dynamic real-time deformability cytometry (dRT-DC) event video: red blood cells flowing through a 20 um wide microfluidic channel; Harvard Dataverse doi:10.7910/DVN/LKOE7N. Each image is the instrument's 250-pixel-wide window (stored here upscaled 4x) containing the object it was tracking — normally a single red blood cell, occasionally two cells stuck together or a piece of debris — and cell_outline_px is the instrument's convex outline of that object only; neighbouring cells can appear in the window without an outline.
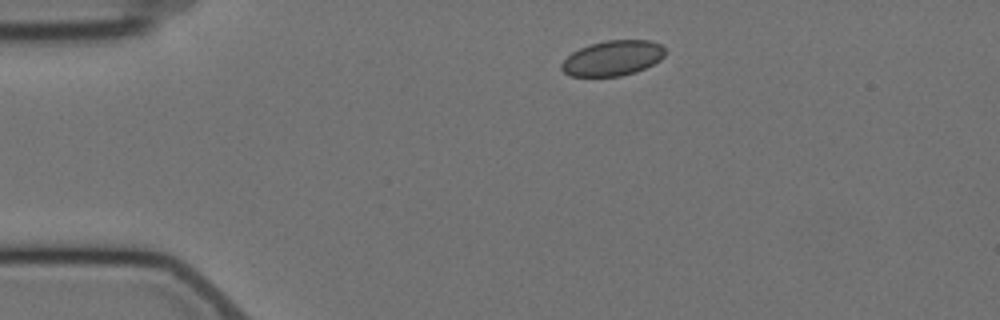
{"species": "Egyptian fruit bat (a non-hibernating species)", "species_latin": "Rousettus aegyptiacus", "temperature_condition": "cold", "stored_images_in_passage": 2, "camera_frame_rate_fps": 3000, "um_per_image_px": 0.085, "animal": {"sex": "female"}, "frame": {"image": 1, "passage_image": 2, "time_ms": 1.333, "image_size_px": [1000, 320], "cell_outline_px": [[664, 56], [660, 60], [636, 72], [620, 76], [572, 76], [564, 72], [560, 68], [560, 64], [572, 52], [580, 48], [604, 40], [652, 40], [660, 44], [664, 48]], "centroid_in_image_um": [52.07, 4.94], "position_along_channel_um": 32.9, "area_um2": 21.15}}